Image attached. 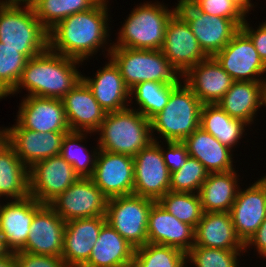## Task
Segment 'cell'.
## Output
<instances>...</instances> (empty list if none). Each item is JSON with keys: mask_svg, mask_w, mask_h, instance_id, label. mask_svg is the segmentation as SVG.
Segmentation results:
<instances>
[{"mask_svg": "<svg viewBox=\"0 0 266 267\" xmlns=\"http://www.w3.org/2000/svg\"><path fill=\"white\" fill-rule=\"evenodd\" d=\"M214 58L234 81H266V65L241 28Z\"/></svg>", "mask_w": 266, "mask_h": 267, "instance_id": "obj_11", "label": "cell"}, {"mask_svg": "<svg viewBox=\"0 0 266 267\" xmlns=\"http://www.w3.org/2000/svg\"><path fill=\"white\" fill-rule=\"evenodd\" d=\"M29 196V168L7 143L0 151V200H21Z\"/></svg>", "mask_w": 266, "mask_h": 267, "instance_id": "obj_31", "label": "cell"}, {"mask_svg": "<svg viewBox=\"0 0 266 267\" xmlns=\"http://www.w3.org/2000/svg\"><path fill=\"white\" fill-rule=\"evenodd\" d=\"M249 185L239 187L229 211L235 232L244 245L266 218V183L257 178Z\"/></svg>", "mask_w": 266, "mask_h": 267, "instance_id": "obj_15", "label": "cell"}, {"mask_svg": "<svg viewBox=\"0 0 266 267\" xmlns=\"http://www.w3.org/2000/svg\"><path fill=\"white\" fill-rule=\"evenodd\" d=\"M96 186L108 197L133 194V157L99 149L93 175Z\"/></svg>", "mask_w": 266, "mask_h": 267, "instance_id": "obj_16", "label": "cell"}, {"mask_svg": "<svg viewBox=\"0 0 266 267\" xmlns=\"http://www.w3.org/2000/svg\"><path fill=\"white\" fill-rule=\"evenodd\" d=\"M92 135L96 136L91 132L70 131L62 140L60 155L73 167L79 177H91L94 173L99 146L96 144L90 147L92 149L89 151L87 145L83 144L88 142L86 139Z\"/></svg>", "mask_w": 266, "mask_h": 267, "instance_id": "obj_33", "label": "cell"}, {"mask_svg": "<svg viewBox=\"0 0 266 267\" xmlns=\"http://www.w3.org/2000/svg\"><path fill=\"white\" fill-rule=\"evenodd\" d=\"M179 83H160L155 81H143L130 89V108L151 120L161 112L168 103L171 91ZM134 99V100H133ZM133 103L135 107L133 106Z\"/></svg>", "mask_w": 266, "mask_h": 267, "instance_id": "obj_34", "label": "cell"}, {"mask_svg": "<svg viewBox=\"0 0 266 267\" xmlns=\"http://www.w3.org/2000/svg\"><path fill=\"white\" fill-rule=\"evenodd\" d=\"M109 57L118 66L125 85L131 89L143 81L180 83L182 76L161 50L112 47Z\"/></svg>", "mask_w": 266, "mask_h": 267, "instance_id": "obj_7", "label": "cell"}, {"mask_svg": "<svg viewBox=\"0 0 266 267\" xmlns=\"http://www.w3.org/2000/svg\"><path fill=\"white\" fill-rule=\"evenodd\" d=\"M247 17L249 13L255 10L254 5L256 2L252 3L253 0H231ZM254 8V9H253Z\"/></svg>", "mask_w": 266, "mask_h": 267, "instance_id": "obj_46", "label": "cell"}, {"mask_svg": "<svg viewBox=\"0 0 266 267\" xmlns=\"http://www.w3.org/2000/svg\"><path fill=\"white\" fill-rule=\"evenodd\" d=\"M247 20H249L248 17L245 18L240 28L249 36L259 57L266 65V20L258 23L257 27L255 25V28L253 25L250 26V21Z\"/></svg>", "mask_w": 266, "mask_h": 267, "instance_id": "obj_44", "label": "cell"}, {"mask_svg": "<svg viewBox=\"0 0 266 267\" xmlns=\"http://www.w3.org/2000/svg\"><path fill=\"white\" fill-rule=\"evenodd\" d=\"M175 6V7H174ZM164 2H140L126 16L112 47L161 50L168 21L177 12Z\"/></svg>", "mask_w": 266, "mask_h": 267, "instance_id": "obj_3", "label": "cell"}, {"mask_svg": "<svg viewBox=\"0 0 266 267\" xmlns=\"http://www.w3.org/2000/svg\"><path fill=\"white\" fill-rule=\"evenodd\" d=\"M250 249H254V252H257V257H261V260L266 261V218L254 235L244 245L245 254L249 253Z\"/></svg>", "mask_w": 266, "mask_h": 267, "instance_id": "obj_45", "label": "cell"}, {"mask_svg": "<svg viewBox=\"0 0 266 267\" xmlns=\"http://www.w3.org/2000/svg\"><path fill=\"white\" fill-rule=\"evenodd\" d=\"M194 246L224 250H244L229 212H204L195 227Z\"/></svg>", "mask_w": 266, "mask_h": 267, "instance_id": "obj_27", "label": "cell"}, {"mask_svg": "<svg viewBox=\"0 0 266 267\" xmlns=\"http://www.w3.org/2000/svg\"><path fill=\"white\" fill-rule=\"evenodd\" d=\"M62 101L71 131L94 133L104 121L106 112L82 79L62 98Z\"/></svg>", "mask_w": 266, "mask_h": 267, "instance_id": "obj_24", "label": "cell"}, {"mask_svg": "<svg viewBox=\"0 0 266 267\" xmlns=\"http://www.w3.org/2000/svg\"><path fill=\"white\" fill-rule=\"evenodd\" d=\"M202 106L192 89L182 80L171 91L165 108L150 120L153 141L183 142L200 127Z\"/></svg>", "mask_w": 266, "mask_h": 267, "instance_id": "obj_6", "label": "cell"}, {"mask_svg": "<svg viewBox=\"0 0 266 267\" xmlns=\"http://www.w3.org/2000/svg\"><path fill=\"white\" fill-rule=\"evenodd\" d=\"M195 228L178 220L158 201L151 207L148 218V242L177 248L187 253L194 246Z\"/></svg>", "mask_w": 266, "mask_h": 267, "instance_id": "obj_23", "label": "cell"}, {"mask_svg": "<svg viewBox=\"0 0 266 267\" xmlns=\"http://www.w3.org/2000/svg\"><path fill=\"white\" fill-rule=\"evenodd\" d=\"M27 58L18 49L0 42V100L15 89L25 68Z\"/></svg>", "mask_w": 266, "mask_h": 267, "instance_id": "obj_39", "label": "cell"}, {"mask_svg": "<svg viewBox=\"0 0 266 267\" xmlns=\"http://www.w3.org/2000/svg\"><path fill=\"white\" fill-rule=\"evenodd\" d=\"M182 80L203 105L217 104L234 82L214 57H208L190 68Z\"/></svg>", "mask_w": 266, "mask_h": 267, "instance_id": "obj_22", "label": "cell"}, {"mask_svg": "<svg viewBox=\"0 0 266 267\" xmlns=\"http://www.w3.org/2000/svg\"><path fill=\"white\" fill-rule=\"evenodd\" d=\"M0 267H16L15 253L10 252L0 257Z\"/></svg>", "mask_w": 266, "mask_h": 267, "instance_id": "obj_47", "label": "cell"}, {"mask_svg": "<svg viewBox=\"0 0 266 267\" xmlns=\"http://www.w3.org/2000/svg\"><path fill=\"white\" fill-rule=\"evenodd\" d=\"M0 42L18 49L27 59L48 49V30L29 3L0 4Z\"/></svg>", "mask_w": 266, "mask_h": 267, "instance_id": "obj_4", "label": "cell"}, {"mask_svg": "<svg viewBox=\"0 0 266 267\" xmlns=\"http://www.w3.org/2000/svg\"><path fill=\"white\" fill-rule=\"evenodd\" d=\"M265 82L234 81L230 89L217 103L230 117L253 125L263 107ZM261 108V109H260ZM256 118V119H255Z\"/></svg>", "mask_w": 266, "mask_h": 267, "instance_id": "obj_28", "label": "cell"}, {"mask_svg": "<svg viewBox=\"0 0 266 267\" xmlns=\"http://www.w3.org/2000/svg\"><path fill=\"white\" fill-rule=\"evenodd\" d=\"M108 199L90 177H80L49 205L68 222L105 215Z\"/></svg>", "mask_w": 266, "mask_h": 267, "instance_id": "obj_9", "label": "cell"}, {"mask_svg": "<svg viewBox=\"0 0 266 267\" xmlns=\"http://www.w3.org/2000/svg\"><path fill=\"white\" fill-rule=\"evenodd\" d=\"M135 248L107 222L82 267H131Z\"/></svg>", "mask_w": 266, "mask_h": 267, "instance_id": "obj_29", "label": "cell"}, {"mask_svg": "<svg viewBox=\"0 0 266 267\" xmlns=\"http://www.w3.org/2000/svg\"><path fill=\"white\" fill-rule=\"evenodd\" d=\"M0 126V151L8 143V132L7 128Z\"/></svg>", "mask_w": 266, "mask_h": 267, "instance_id": "obj_48", "label": "cell"}, {"mask_svg": "<svg viewBox=\"0 0 266 267\" xmlns=\"http://www.w3.org/2000/svg\"><path fill=\"white\" fill-rule=\"evenodd\" d=\"M16 120L23 128L32 131L70 132L62 99L23 96Z\"/></svg>", "mask_w": 266, "mask_h": 267, "instance_id": "obj_18", "label": "cell"}, {"mask_svg": "<svg viewBox=\"0 0 266 267\" xmlns=\"http://www.w3.org/2000/svg\"><path fill=\"white\" fill-rule=\"evenodd\" d=\"M155 200L137 196H116L108 199L106 222L135 249L148 243V218Z\"/></svg>", "mask_w": 266, "mask_h": 267, "instance_id": "obj_8", "label": "cell"}, {"mask_svg": "<svg viewBox=\"0 0 266 267\" xmlns=\"http://www.w3.org/2000/svg\"><path fill=\"white\" fill-rule=\"evenodd\" d=\"M94 134L99 149L131 157L153 141L150 120L130 107L106 113Z\"/></svg>", "mask_w": 266, "mask_h": 267, "instance_id": "obj_5", "label": "cell"}, {"mask_svg": "<svg viewBox=\"0 0 266 267\" xmlns=\"http://www.w3.org/2000/svg\"><path fill=\"white\" fill-rule=\"evenodd\" d=\"M260 177L266 183V177L265 176H260Z\"/></svg>", "mask_w": 266, "mask_h": 267, "instance_id": "obj_54", "label": "cell"}, {"mask_svg": "<svg viewBox=\"0 0 266 267\" xmlns=\"http://www.w3.org/2000/svg\"><path fill=\"white\" fill-rule=\"evenodd\" d=\"M209 172L196 159L187 158L185 165L170 176V191L183 193H198Z\"/></svg>", "mask_w": 266, "mask_h": 267, "instance_id": "obj_40", "label": "cell"}, {"mask_svg": "<svg viewBox=\"0 0 266 267\" xmlns=\"http://www.w3.org/2000/svg\"><path fill=\"white\" fill-rule=\"evenodd\" d=\"M160 143L152 141L133 157V194L155 201L170 191L171 173L164 162Z\"/></svg>", "mask_w": 266, "mask_h": 267, "instance_id": "obj_12", "label": "cell"}, {"mask_svg": "<svg viewBox=\"0 0 266 267\" xmlns=\"http://www.w3.org/2000/svg\"><path fill=\"white\" fill-rule=\"evenodd\" d=\"M16 267H67L61 256L15 252Z\"/></svg>", "mask_w": 266, "mask_h": 267, "instance_id": "obj_43", "label": "cell"}, {"mask_svg": "<svg viewBox=\"0 0 266 267\" xmlns=\"http://www.w3.org/2000/svg\"><path fill=\"white\" fill-rule=\"evenodd\" d=\"M14 123L6 127L8 144L28 168L40 160L61 153L62 140L68 132L40 133L23 128L17 121Z\"/></svg>", "mask_w": 266, "mask_h": 267, "instance_id": "obj_19", "label": "cell"}, {"mask_svg": "<svg viewBox=\"0 0 266 267\" xmlns=\"http://www.w3.org/2000/svg\"><path fill=\"white\" fill-rule=\"evenodd\" d=\"M177 13L189 24L208 57L220 52L240 29L231 19L206 14L192 2L177 6Z\"/></svg>", "mask_w": 266, "mask_h": 267, "instance_id": "obj_10", "label": "cell"}, {"mask_svg": "<svg viewBox=\"0 0 266 267\" xmlns=\"http://www.w3.org/2000/svg\"><path fill=\"white\" fill-rule=\"evenodd\" d=\"M24 0H2V2H16V3H22Z\"/></svg>", "mask_w": 266, "mask_h": 267, "instance_id": "obj_52", "label": "cell"}, {"mask_svg": "<svg viewBox=\"0 0 266 267\" xmlns=\"http://www.w3.org/2000/svg\"><path fill=\"white\" fill-rule=\"evenodd\" d=\"M194 0H177V3H175L176 6H179V5H182V4H185V3H190Z\"/></svg>", "mask_w": 266, "mask_h": 267, "instance_id": "obj_51", "label": "cell"}, {"mask_svg": "<svg viewBox=\"0 0 266 267\" xmlns=\"http://www.w3.org/2000/svg\"><path fill=\"white\" fill-rule=\"evenodd\" d=\"M31 196L21 200H0V229L10 252L22 251L35 215V202Z\"/></svg>", "mask_w": 266, "mask_h": 267, "instance_id": "obj_25", "label": "cell"}, {"mask_svg": "<svg viewBox=\"0 0 266 267\" xmlns=\"http://www.w3.org/2000/svg\"><path fill=\"white\" fill-rule=\"evenodd\" d=\"M10 251L7 249L5 242L3 240L2 230L0 229V257L9 254Z\"/></svg>", "mask_w": 266, "mask_h": 267, "instance_id": "obj_49", "label": "cell"}, {"mask_svg": "<svg viewBox=\"0 0 266 267\" xmlns=\"http://www.w3.org/2000/svg\"><path fill=\"white\" fill-rule=\"evenodd\" d=\"M109 5V0H100L93 8L58 22L48 31V48L83 64L100 50L105 58L109 57L112 49Z\"/></svg>", "mask_w": 266, "mask_h": 267, "instance_id": "obj_1", "label": "cell"}, {"mask_svg": "<svg viewBox=\"0 0 266 267\" xmlns=\"http://www.w3.org/2000/svg\"><path fill=\"white\" fill-rule=\"evenodd\" d=\"M183 143L189 156L196 158L209 173L228 172L236 169L234 150L220 143L214 136L197 128ZM235 166V167H234Z\"/></svg>", "mask_w": 266, "mask_h": 267, "instance_id": "obj_26", "label": "cell"}, {"mask_svg": "<svg viewBox=\"0 0 266 267\" xmlns=\"http://www.w3.org/2000/svg\"><path fill=\"white\" fill-rule=\"evenodd\" d=\"M158 202L178 220L194 228L204 213L198 193L168 191Z\"/></svg>", "mask_w": 266, "mask_h": 267, "instance_id": "obj_37", "label": "cell"}, {"mask_svg": "<svg viewBox=\"0 0 266 267\" xmlns=\"http://www.w3.org/2000/svg\"><path fill=\"white\" fill-rule=\"evenodd\" d=\"M79 178L60 154L40 160L29 168L30 196L39 203L49 204Z\"/></svg>", "mask_w": 266, "mask_h": 267, "instance_id": "obj_13", "label": "cell"}, {"mask_svg": "<svg viewBox=\"0 0 266 267\" xmlns=\"http://www.w3.org/2000/svg\"><path fill=\"white\" fill-rule=\"evenodd\" d=\"M105 223V215L66 222L61 257L67 267H82L88 261Z\"/></svg>", "mask_w": 266, "mask_h": 267, "instance_id": "obj_21", "label": "cell"}, {"mask_svg": "<svg viewBox=\"0 0 266 267\" xmlns=\"http://www.w3.org/2000/svg\"><path fill=\"white\" fill-rule=\"evenodd\" d=\"M266 107V81L264 83V87H263V108ZM266 110V109H264Z\"/></svg>", "mask_w": 266, "mask_h": 267, "instance_id": "obj_50", "label": "cell"}, {"mask_svg": "<svg viewBox=\"0 0 266 267\" xmlns=\"http://www.w3.org/2000/svg\"><path fill=\"white\" fill-rule=\"evenodd\" d=\"M66 222L49 204L35 202V215L23 252L61 256Z\"/></svg>", "mask_w": 266, "mask_h": 267, "instance_id": "obj_17", "label": "cell"}, {"mask_svg": "<svg viewBox=\"0 0 266 267\" xmlns=\"http://www.w3.org/2000/svg\"><path fill=\"white\" fill-rule=\"evenodd\" d=\"M239 170L209 173L198 192L203 212H229L242 180ZM238 172V173H237Z\"/></svg>", "mask_w": 266, "mask_h": 267, "instance_id": "obj_30", "label": "cell"}, {"mask_svg": "<svg viewBox=\"0 0 266 267\" xmlns=\"http://www.w3.org/2000/svg\"><path fill=\"white\" fill-rule=\"evenodd\" d=\"M100 0H33L36 17L49 31L66 17L93 8Z\"/></svg>", "mask_w": 266, "mask_h": 267, "instance_id": "obj_35", "label": "cell"}, {"mask_svg": "<svg viewBox=\"0 0 266 267\" xmlns=\"http://www.w3.org/2000/svg\"><path fill=\"white\" fill-rule=\"evenodd\" d=\"M161 52L181 76L208 58L189 24L177 12L167 23Z\"/></svg>", "mask_w": 266, "mask_h": 267, "instance_id": "obj_14", "label": "cell"}, {"mask_svg": "<svg viewBox=\"0 0 266 267\" xmlns=\"http://www.w3.org/2000/svg\"><path fill=\"white\" fill-rule=\"evenodd\" d=\"M200 127L234 151L250 128L244 121L230 117L218 104L202 106Z\"/></svg>", "mask_w": 266, "mask_h": 267, "instance_id": "obj_32", "label": "cell"}, {"mask_svg": "<svg viewBox=\"0 0 266 267\" xmlns=\"http://www.w3.org/2000/svg\"><path fill=\"white\" fill-rule=\"evenodd\" d=\"M192 3L206 14L231 19L239 28L247 17L231 0H194Z\"/></svg>", "mask_w": 266, "mask_h": 267, "instance_id": "obj_41", "label": "cell"}, {"mask_svg": "<svg viewBox=\"0 0 266 267\" xmlns=\"http://www.w3.org/2000/svg\"><path fill=\"white\" fill-rule=\"evenodd\" d=\"M82 63L48 48L27 60L17 86L8 96L23 89L28 92L26 96L62 99L82 79L78 69Z\"/></svg>", "mask_w": 266, "mask_h": 267, "instance_id": "obj_2", "label": "cell"}, {"mask_svg": "<svg viewBox=\"0 0 266 267\" xmlns=\"http://www.w3.org/2000/svg\"><path fill=\"white\" fill-rule=\"evenodd\" d=\"M244 250H224L193 246L186 253L187 266L193 267H240ZM242 255V256H241Z\"/></svg>", "mask_w": 266, "mask_h": 267, "instance_id": "obj_38", "label": "cell"}, {"mask_svg": "<svg viewBox=\"0 0 266 267\" xmlns=\"http://www.w3.org/2000/svg\"><path fill=\"white\" fill-rule=\"evenodd\" d=\"M33 0H24L22 3H31Z\"/></svg>", "mask_w": 266, "mask_h": 267, "instance_id": "obj_53", "label": "cell"}, {"mask_svg": "<svg viewBox=\"0 0 266 267\" xmlns=\"http://www.w3.org/2000/svg\"><path fill=\"white\" fill-rule=\"evenodd\" d=\"M161 142L160 149L169 172L181 169L189 157L186 145L183 142Z\"/></svg>", "mask_w": 266, "mask_h": 267, "instance_id": "obj_42", "label": "cell"}, {"mask_svg": "<svg viewBox=\"0 0 266 267\" xmlns=\"http://www.w3.org/2000/svg\"><path fill=\"white\" fill-rule=\"evenodd\" d=\"M186 253L170 246L146 243L135 249L131 267H186Z\"/></svg>", "mask_w": 266, "mask_h": 267, "instance_id": "obj_36", "label": "cell"}, {"mask_svg": "<svg viewBox=\"0 0 266 267\" xmlns=\"http://www.w3.org/2000/svg\"><path fill=\"white\" fill-rule=\"evenodd\" d=\"M92 76L82 73V80L93 93L94 98L106 112L120 111L130 104V89L125 85L118 66L110 58ZM95 76V77H94Z\"/></svg>", "mask_w": 266, "mask_h": 267, "instance_id": "obj_20", "label": "cell"}]
</instances>
